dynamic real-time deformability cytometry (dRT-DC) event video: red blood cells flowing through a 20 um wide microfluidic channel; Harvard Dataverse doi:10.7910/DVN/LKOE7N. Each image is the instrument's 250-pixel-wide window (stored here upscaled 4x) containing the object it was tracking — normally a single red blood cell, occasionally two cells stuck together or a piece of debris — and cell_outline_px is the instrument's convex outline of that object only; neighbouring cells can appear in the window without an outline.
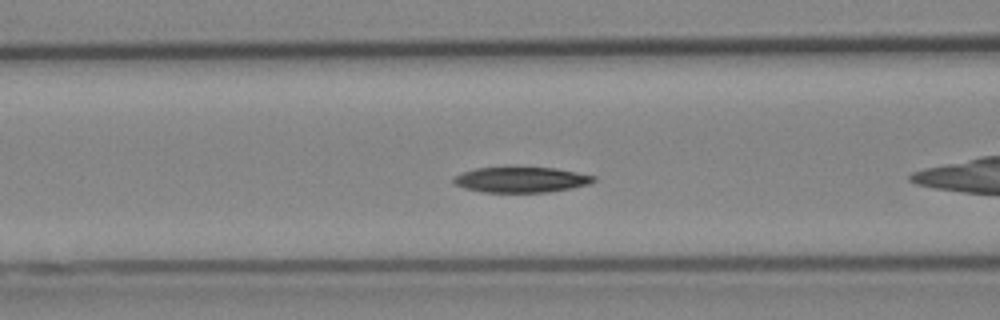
{"species": "Egyptian fruit bat (a non-hibernating species)", "species_latin": "Rousettus aegyptiacus", "temperature_condition": "cold", "stored_images_in_passage": 38, "camera_frame_rate_fps": 3000, "um_per_image_px": 0.085, "animal": {"sex": "female"}, "frame": {"image": 1, "passage_image": 6, "time_ms": 1.667, "image_size_px": [1000, 320], "cell_outline_px": [[596, 180], [588, 184], [572, 188], [548, 192], [484, 192], [464, 188], [456, 184], [452, 180], [456, 176], [464, 172], [476, 168], [556, 168], [596, 176]], "centroid_in_image_um": [44.33, 15.28], "position_along_channel_um": 122.3, "area_um2": 20.46}}
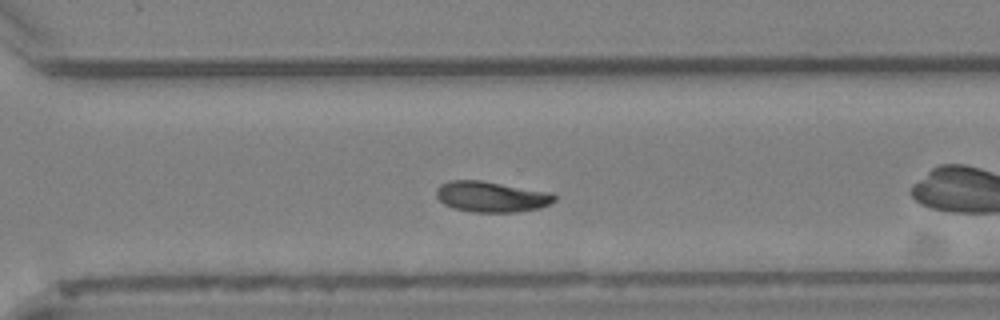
{"frame": {"image": 2, "passage_image": 22, "time_ms": 7.0, "image_size_px": [1000, 320], "cell_outline_px": [[556, 200], [540, 208], [516, 212], [472, 212], [452, 208], [444, 204], [436, 196], [436, 188], [440, 184], [448, 180], [480, 180], [552, 192], [556, 196]], "centroid_in_image_um": [41.75, 16.71], "position_along_channel_um": 328.8, "area_um2": 21.33}}
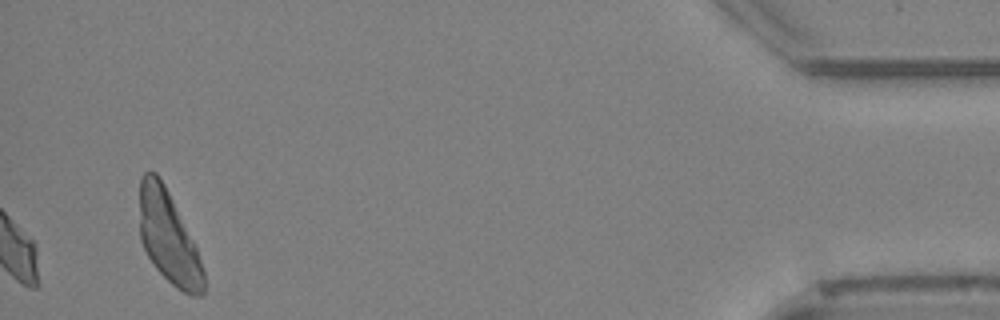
{"frame": {"image": 3, "passage_image": 38, "time_ms": 12.333, "image_size_px": [1000, 320], "cell_outline_px": [[204, 296], [192, 296], [176, 288], [156, 268], [148, 256], [140, 240], [140, 176], [144, 172], [156, 172], [164, 184], [196, 248], [204, 272]], "centroid_in_image_um": [14.31, 20.2], "position_along_channel_um": 420.9, "area_um2": 33.87}, "authors_computed_cell_mechanics": {"area_um2": 21.0392, "velocity_mm_per_s": 3.8728, "shape_relaxation_time_tau1_ms": 3.4592, "shape_relaxation_time_tau2_ms": null, "deformation_change_tau1": 0.0955, "deformation_change_tau2": null}}